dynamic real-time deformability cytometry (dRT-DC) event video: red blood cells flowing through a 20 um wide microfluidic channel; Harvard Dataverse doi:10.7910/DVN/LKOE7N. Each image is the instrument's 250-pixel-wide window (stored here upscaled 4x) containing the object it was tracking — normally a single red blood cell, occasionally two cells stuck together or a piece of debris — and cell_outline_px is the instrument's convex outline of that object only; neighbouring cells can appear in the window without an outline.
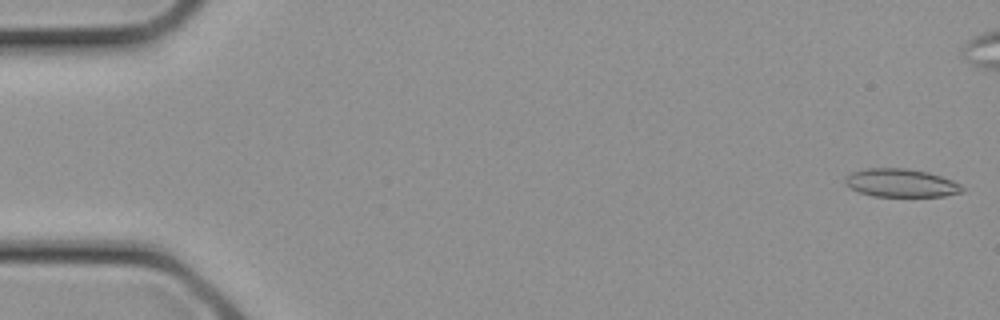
{"species": "common noctule bat (a hibernating species)", "species_latin": "Nyctalus noctula", "temperature_condition": "cold", "stored_images_in_passage": 8, "camera_frame_rate_fps": 3000, "um_per_image_px": 0.085, "animal": {"sex": "female", "body_mass_g": 21.9}, "frame": {"image": 1, "passage_image": 1, "time_ms": 0.0, "image_size_px": [1000, 320], "cell_outline_px": [[964, 192], [944, 196], [872, 196], [860, 192], [844, 184], [844, 176], [852, 172], [868, 168], [908, 168], [928, 172], [952, 180], [960, 184], [964, 188]], "centroid_in_image_um": [76.58, 15.55], "position_along_channel_um": 8.4, "area_um2": 19.31}}